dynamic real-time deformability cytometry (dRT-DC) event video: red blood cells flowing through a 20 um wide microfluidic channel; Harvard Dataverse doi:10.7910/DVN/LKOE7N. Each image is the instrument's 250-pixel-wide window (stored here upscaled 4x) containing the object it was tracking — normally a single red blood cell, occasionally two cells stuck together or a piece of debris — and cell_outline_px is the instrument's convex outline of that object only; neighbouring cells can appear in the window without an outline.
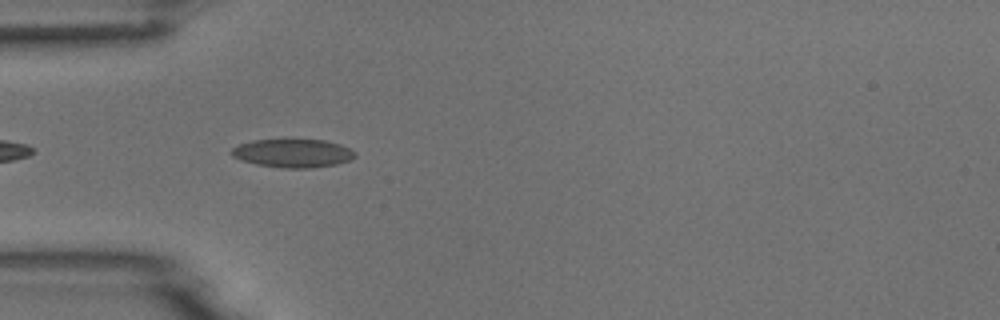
{"species": "common noctule bat (a hibernating species)", "species_latin": "Nyctalus noctula", "temperature_condition": "room temperature", "stored_images_in_passage": 5, "camera_frame_rate_fps": 3000, "um_per_image_px": 0.085, "animal": {"sex": "male", "body_mass_g": 18.8}, "frame": {"image": 1, "passage_image": 1, "time_ms": 0.0, "image_size_px": [1000, 320], "cell_outline_px": [[356, 156], [352, 160], [336, 164], [312, 168], [284, 168], [256, 164], [240, 160], [232, 156], [228, 152], [232, 148], [240, 144], [252, 140], [324, 140], [340, 144], [356, 152]], "centroid_in_image_um": [24.88, 13.03], "position_along_channel_um": 60.1, "area_um2": 20.52}}